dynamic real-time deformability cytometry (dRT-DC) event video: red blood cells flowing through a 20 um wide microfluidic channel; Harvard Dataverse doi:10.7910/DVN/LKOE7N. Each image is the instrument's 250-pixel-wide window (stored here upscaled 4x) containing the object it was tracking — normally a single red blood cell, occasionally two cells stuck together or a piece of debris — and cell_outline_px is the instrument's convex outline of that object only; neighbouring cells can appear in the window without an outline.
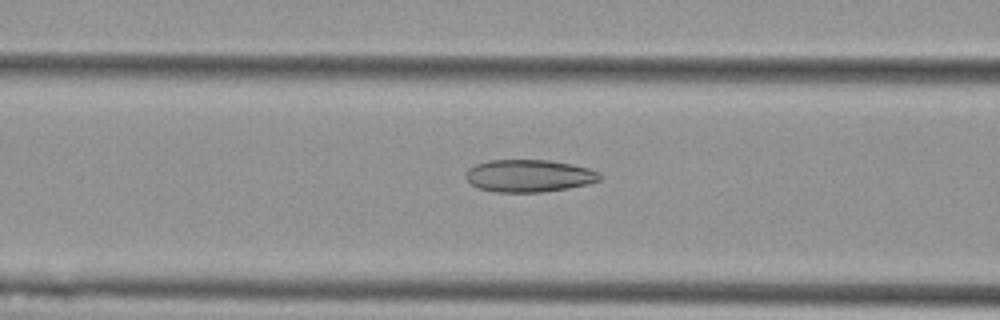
{"species": "Egyptian fruit bat (a non-hibernating species)", "species_latin": "Rousettus aegyptiacus", "temperature_condition": "cold", "stored_images_in_passage": 40, "camera_frame_rate_fps": 3000, "um_per_image_px": 0.085, "animal": {"sex": "female"}, "frame": {"image": 1, "passage_image": 8, "time_ms": 2.333, "image_size_px": [1000, 320], "cell_outline_px": [[600, 180], [588, 184], [568, 188], [540, 192], [496, 192], [476, 188], [464, 176], [464, 172], [468, 168], [476, 164], [488, 160], [548, 160], [572, 164], [588, 168], [600, 172]], "centroid_in_image_um": [44.93, 14.94], "position_along_channel_um": 121.7, "area_um2": 25.43}}
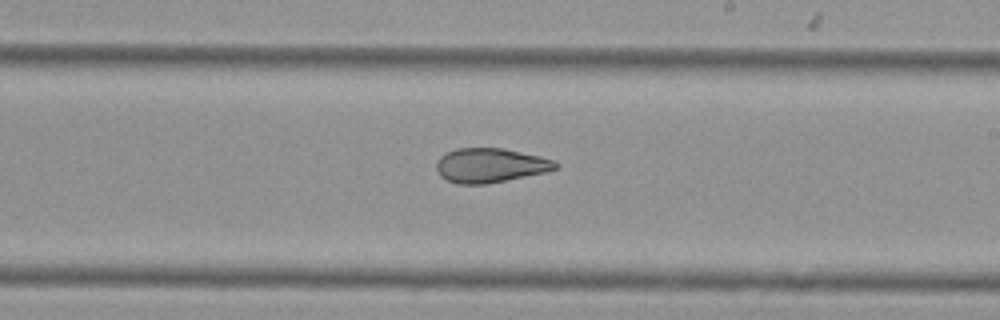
{"frame": {"image": 2, "passage_image": 18, "time_ms": 5.667, "image_size_px": [1000, 320], "cell_outline_px": [[560, 164], [556, 168], [544, 172], [488, 184], [456, 184], [440, 176], [436, 168], [436, 160], [440, 156], [456, 148], [500, 148], [540, 156], [552, 160]], "centroid_in_image_um": [41.63, 14.06], "position_along_channel_um": 247.4, "area_um2": 23.7}}
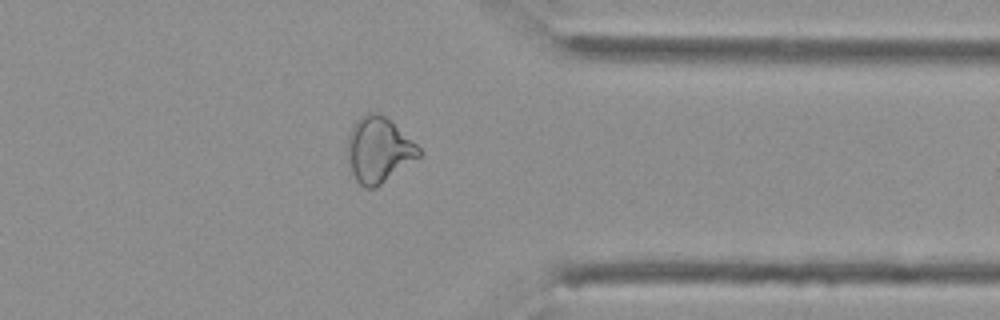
{"frame": {"image": 3, "passage_image": 29, "time_ms": 9.333, "image_size_px": [1000, 320], "cell_outline_px": [[420, 156], [376, 188], [364, 188], [356, 180], [352, 172], [348, 156], [348, 136], [356, 120], [360, 116], [368, 112], [380, 112], [392, 120], [420, 148]], "centroid_in_image_um": [32.19, 12.71], "position_along_channel_um": 379.2, "area_um2": 27.17}, "authors_computed_cell_mechanics": {"area_um2": 25.5765, "velocity_mm_per_s": 3.7818, "shape_relaxation_time_tau1_ms": null, "shape_relaxation_time_tau2_ms": 3.4893, "deformation_change_tau1": null, "deformation_change_tau2": 0.0965}}